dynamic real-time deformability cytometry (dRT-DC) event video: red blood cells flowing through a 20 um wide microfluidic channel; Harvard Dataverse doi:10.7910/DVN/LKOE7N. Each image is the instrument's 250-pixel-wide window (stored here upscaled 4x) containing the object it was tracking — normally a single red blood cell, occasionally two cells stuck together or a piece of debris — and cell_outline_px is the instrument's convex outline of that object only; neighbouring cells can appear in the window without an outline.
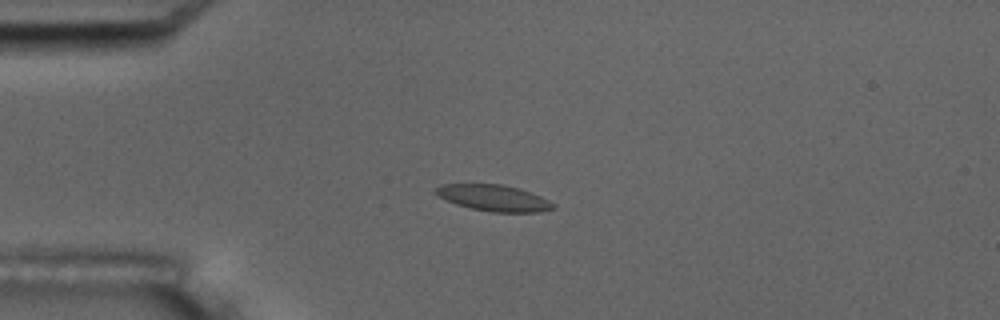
{"species": "common noctule bat (a hibernating species)", "species_latin": "Nyctalus noctula", "temperature_condition": "room temperature", "stored_images_in_passage": 4, "camera_frame_rate_fps": 3000, "um_per_image_px": 0.085, "animal": {"sex": "male", "body_mass_g": 17.5, "forearm_length_mm": 52.3}, "frame": {"image": 1, "passage_image": 4, "time_ms": 4.333, "image_size_px": [1000, 320], "cell_outline_px": [[556, 208], [540, 212], [492, 212], [472, 208], [456, 204], [444, 200], [432, 192], [440, 184], [500, 184], [520, 188], [540, 196], [556, 204]], "centroid_in_image_um": [41.96, 16.82], "position_along_channel_um": 43.0, "area_um2": 18.09}}